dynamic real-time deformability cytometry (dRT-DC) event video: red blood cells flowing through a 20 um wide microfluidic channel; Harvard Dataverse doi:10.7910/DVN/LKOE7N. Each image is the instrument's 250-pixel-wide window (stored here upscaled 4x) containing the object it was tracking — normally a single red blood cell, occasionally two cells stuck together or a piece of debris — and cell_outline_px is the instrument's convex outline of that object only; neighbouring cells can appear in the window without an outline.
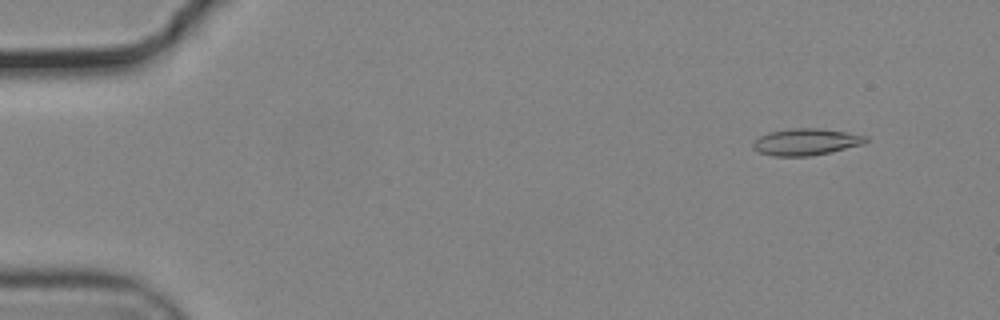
{"species": "common noctule bat (a hibernating species)", "species_latin": "Nyctalus noctula", "temperature_condition": "cold", "stored_images_in_passage": 55, "camera_frame_rate_fps": 3000, "um_per_image_px": 0.085, "animal": {"sex": "male", "body_mass_g": 19.2, "forearm_length_mm": 51.8}, "frame": {"image": 1, "passage_image": 5, "time_ms": 1.333, "image_size_px": [1000, 320], "cell_outline_px": [[868, 140], [864, 144], [828, 152], [808, 156], [772, 156], [760, 152], [752, 148], [752, 144], [760, 136], [768, 132], [792, 128], [820, 128], [848, 132], [868, 136]], "centroid_in_image_um": [68.52, 12.05], "position_along_channel_um": 16.5, "area_um2": 17.51}}
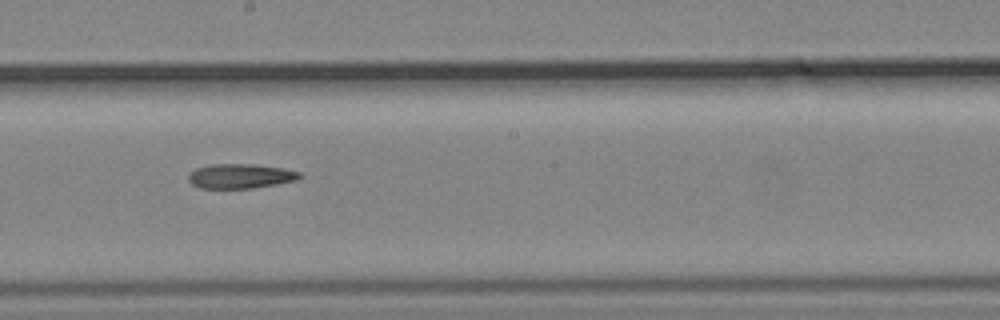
{"frame": {"image": 2, "passage_image": 31, "time_ms": 10.0, "image_size_px": [1000, 320], "cell_outline_px": [[304, 176], [296, 180], [276, 184], [252, 188], [200, 188], [192, 184], [188, 180], [188, 176], [196, 168], [208, 164], [256, 164], [284, 168], [300, 172]], "centroid_in_image_um": [20.45, 14.96], "position_along_channel_um": 227.7, "area_um2": 16.01}}
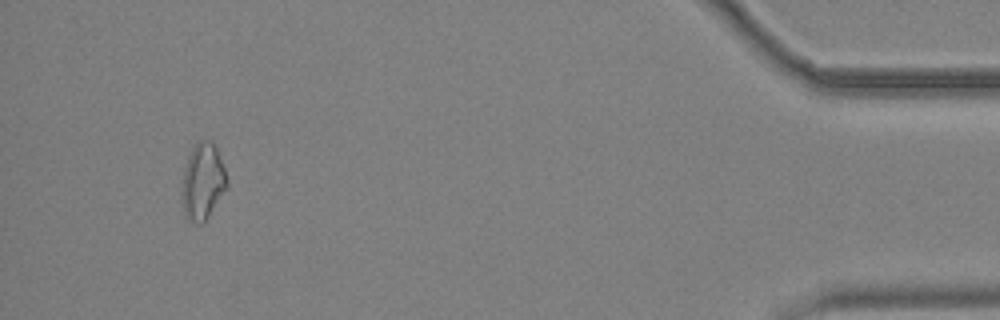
{"frame": {"image": 3, "passage_image": 52, "time_ms": 17.0, "image_size_px": [1000, 320], "cell_outline_px": [[228, 188], [208, 216], [200, 224], [184, 216], [180, 200], [180, 192], [184, 168], [188, 156], [192, 148], [200, 140], [212, 140], [220, 156], [228, 180]], "centroid_in_image_um": [17.22, 15.43], "position_along_channel_um": 418.0, "area_um2": 20.35}}